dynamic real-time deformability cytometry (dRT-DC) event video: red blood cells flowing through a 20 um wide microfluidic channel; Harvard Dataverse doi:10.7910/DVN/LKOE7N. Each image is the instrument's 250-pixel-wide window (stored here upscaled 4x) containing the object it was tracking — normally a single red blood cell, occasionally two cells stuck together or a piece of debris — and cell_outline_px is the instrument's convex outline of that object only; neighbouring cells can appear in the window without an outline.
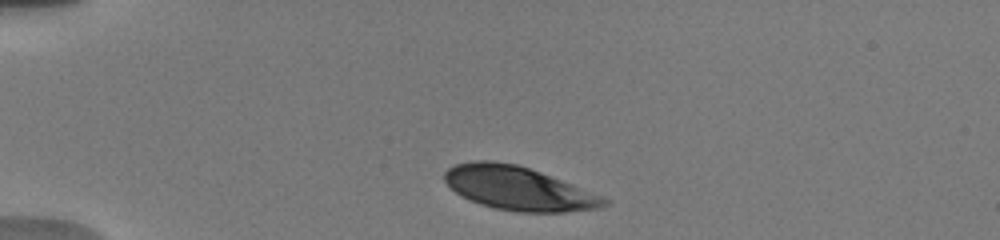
{"species": "human", "species_latin": "Homo sapiens", "temperature_condition": "warm", "stored_images_in_passage": 4, "camera_frame_rate_fps": 3000, "um_per_image_px": 0.085, "donor": {"sex": "male"}, "frame": {"image": 1, "passage_image": 1, "time_ms": 0.0, "image_size_px": [1000, 240], "cell_outline_px": [[612, 204], [600, 208], [564, 212], [516, 212], [496, 208], [480, 204], [456, 192], [444, 180], [444, 172], [448, 168], [456, 164], [472, 160], [492, 160], [516, 164], [540, 172], [572, 184], [612, 200]], "centroid_in_image_um": [44.1, 16.01], "position_along_channel_um": 40.9, "area_um2": 40.4}}